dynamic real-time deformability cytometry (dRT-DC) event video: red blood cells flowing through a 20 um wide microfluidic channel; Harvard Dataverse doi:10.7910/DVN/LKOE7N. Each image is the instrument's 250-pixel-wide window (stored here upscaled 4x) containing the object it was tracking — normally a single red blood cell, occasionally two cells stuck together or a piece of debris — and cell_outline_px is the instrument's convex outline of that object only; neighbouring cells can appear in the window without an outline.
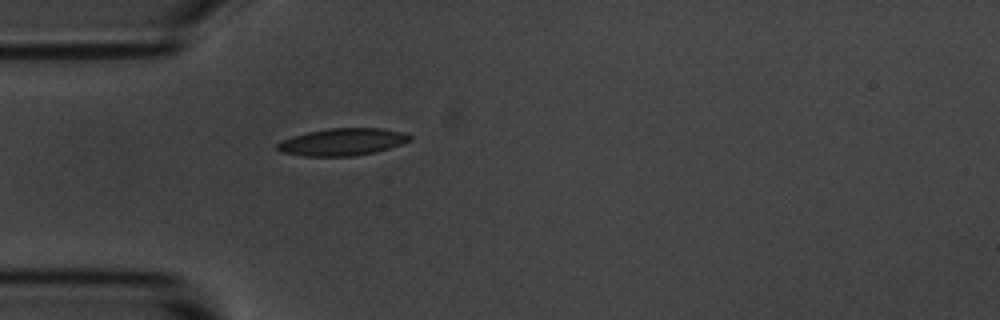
{"species": "common noctule bat (a hibernating species)", "species_latin": "Nyctalus noctula", "temperature_condition": "room temperature", "stored_images_in_passage": 3, "camera_frame_rate_fps": 3000, "um_per_image_px": 0.085, "animal": {"sex": "male", "body_mass_g": 20.1, "forearm_length_mm": 53.5}, "frame": {"image": 1, "passage_image": 3, "time_ms": 0.667, "image_size_px": [1000, 320], "cell_outline_px": [[412, 140], [376, 152], [356, 156], [300, 156], [280, 152], [276, 148], [276, 144], [280, 140], [292, 136], [308, 132], [328, 128], [380, 128], [404, 132], [412, 136]], "centroid_in_image_um": [29.07, 12.07], "position_along_channel_um": 55.9, "area_um2": 21.21}}